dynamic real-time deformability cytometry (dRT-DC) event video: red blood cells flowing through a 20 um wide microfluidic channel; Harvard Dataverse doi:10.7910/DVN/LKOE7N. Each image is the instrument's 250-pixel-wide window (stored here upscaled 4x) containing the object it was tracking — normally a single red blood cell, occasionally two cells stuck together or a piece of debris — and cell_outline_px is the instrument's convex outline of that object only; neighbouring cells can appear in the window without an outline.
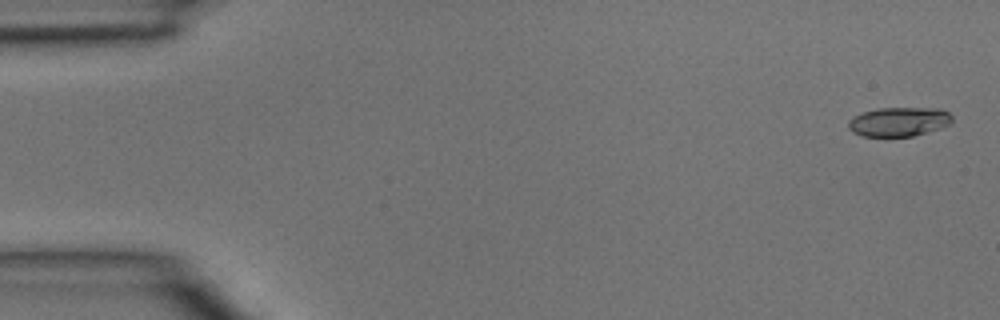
{"species": "common noctule bat (a hibernating species)", "species_latin": "Nyctalus noctula", "temperature_condition": "room temperature", "stored_images_in_passage": 4, "camera_frame_rate_fps": 3000, "um_per_image_px": 0.085, "animal": {"sex": "male", "body_mass_g": 15.6}, "frame": {"image": 1, "passage_image": 1, "time_ms": 0.0, "image_size_px": [1000, 320], "cell_outline_px": [[952, 120], [948, 124], [940, 128], [912, 136], [864, 136], [852, 132], [848, 128], [848, 120], [852, 116], [864, 112], [880, 108], [940, 108], [948, 112], [952, 116]], "centroid_in_image_um": [76.38, 10.34], "position_along_channel_um": 8.6, "area_um2": 17.57}}
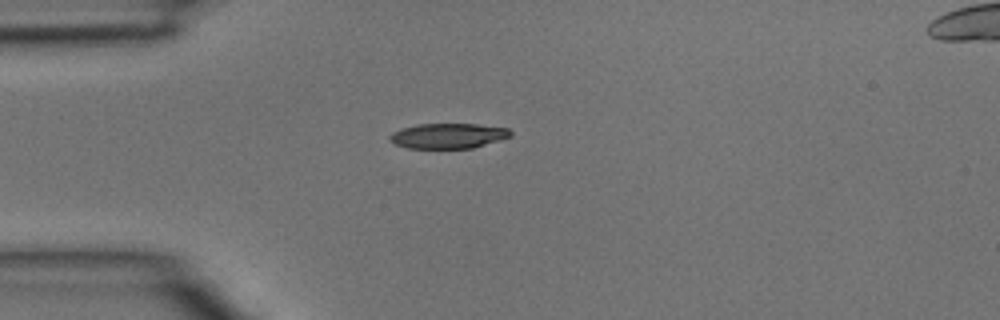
{"frame": {"image": 2, "passage_image": 3, "time_ms": 0.667, "image_size_px": [1000, 320], "cell_outline_px": [[512, 136], [500, 140], [472, 148], [408, 148], [396, 144], [388, 140], [388, 136], [392, 132], [400, 128], [416, 124], [476, 124], [508, 128], [512, 132]], "centroid_in_image_um": [38.07, 11.54], "position_along_channel_um": 46.9, "area_um2": 17.8}}